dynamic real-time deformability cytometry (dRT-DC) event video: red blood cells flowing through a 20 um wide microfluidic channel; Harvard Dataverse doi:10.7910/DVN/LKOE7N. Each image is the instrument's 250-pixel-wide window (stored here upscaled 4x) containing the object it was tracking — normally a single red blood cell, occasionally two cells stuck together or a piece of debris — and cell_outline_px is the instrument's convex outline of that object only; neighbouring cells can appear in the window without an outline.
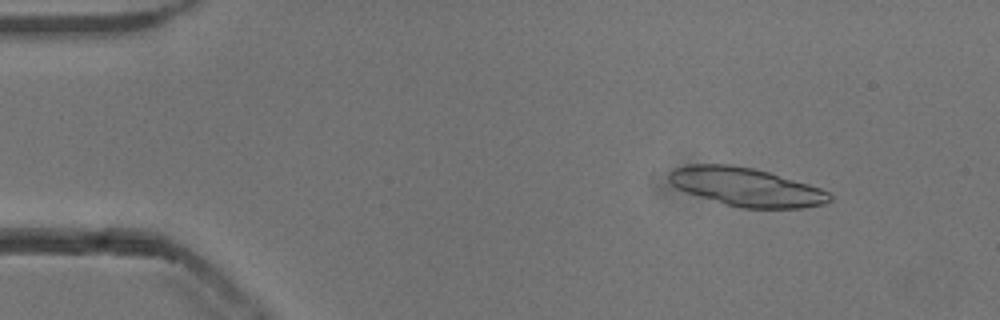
{"species": "common noctule bat (a hibernating species)", "species_latin": "Nyctalus noctula", "temperature_condition": "cold", "stored_images_in_passage": 29, "segment_of_instrument_passage": [1, 2], "camera_frame_rate_fps": 3000, "um_per_image_px": 0.085, "animal": {"sex": "male", "body_mass_g": 13.3}, "frame": {"image": 1, "passage_image": 5, "time_ms": 1.333, "image_size_px": [1000, 320], "cell_outline_px": [[832, 200], [824, 204], [804, 208], [740, 208], [724, 204], [676, 188], [668, 180], [668, 172], [672, 168], [688, 164], [732, 164], [752, 168], [768, 172], [808, 184], [820, 188], [828, 192], [832, 196]], "centroid_in_image_um": [63.4, 15.89], "position_along_channel_um": 21.6, "area_um2": 36.01}}